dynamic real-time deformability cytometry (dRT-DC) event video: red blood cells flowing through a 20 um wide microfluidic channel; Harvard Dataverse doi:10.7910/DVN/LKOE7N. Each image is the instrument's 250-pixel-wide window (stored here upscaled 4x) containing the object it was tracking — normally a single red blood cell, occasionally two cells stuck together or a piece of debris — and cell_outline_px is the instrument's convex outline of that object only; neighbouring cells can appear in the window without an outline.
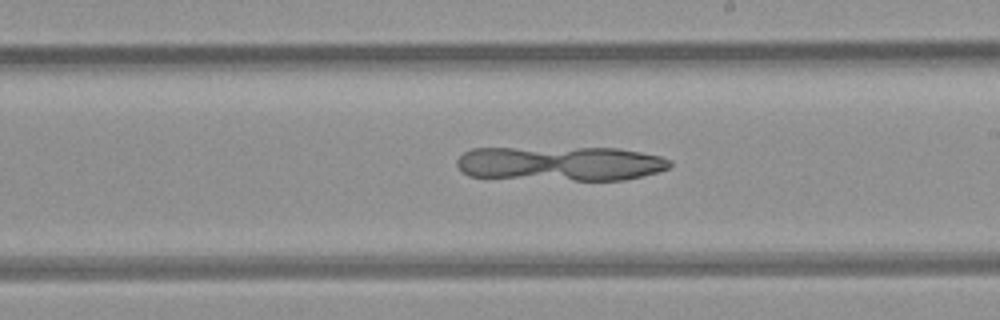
{"species": "common noctule bat (a hibernating species)", "species_latin": "Nyctalus noctula", "temperature_condition": "room temperature", "stored_images_in_passage": 26, "camera_frame_rate_fps": 3000, "um_per_image_px": 0.085, "animal": {"sex": "female", "body_mass_g": 21.9}, "frame": {"image": 1, "passage_image": 15, "time_ms": 4.667, "image_size_px": [1000, 320], "cell_outline_px": [[672, 164], [668, 168], [656, 172], [624, 180], [576, 180], [468, 176], [456, 164], [456, 160], [464, 152], [472, 148], [616, 148], [640, 152], [660, 156], [672, 160]], "centroid_in_image_um": [47.64, 13.89], "position_along_channel_um": 241.4, "area_um2": 42.66}}